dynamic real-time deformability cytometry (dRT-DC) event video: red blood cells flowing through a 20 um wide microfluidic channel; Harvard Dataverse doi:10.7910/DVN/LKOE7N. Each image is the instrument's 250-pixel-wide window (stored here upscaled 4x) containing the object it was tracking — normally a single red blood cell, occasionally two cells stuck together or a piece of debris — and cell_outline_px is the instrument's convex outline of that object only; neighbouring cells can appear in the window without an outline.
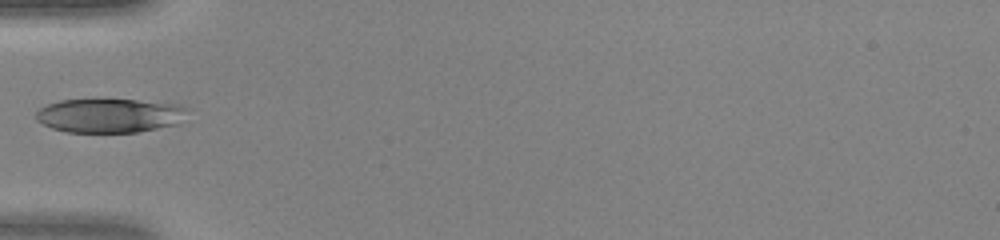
{"species": "human", "species_latin": "Homo sapiens", "temperature_condition": "warm", "stored_images_in_passage": 31, "camera_frame_rate_fps": 3000, "um_per_image_px": 0.085, "donor": {"sex": "female"}, "frame": {"image": 1, "passage_image": 1, "time_ms": 0.0, "image_size_px": [1000, 240], "cell_outline_px": [[188, 108], [180, 124], [136, 132], [68, 132], [52, 128], [36, 120], [36, 112], [40, 108], [48, 104], [60, 100], [136, 100], [184, 104]], "centroid_in_image_um": [9.37, 9.82], "position_along_channel_um": 75.6, "area_um2": 30.11}}
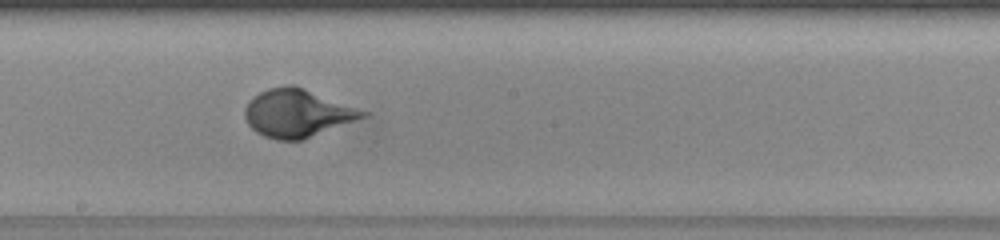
{"frame": {"image": 2, "passage_image": 11, "time_ms": 3.333, "image_size_px": [1000, 240], "cell_outline_px": [[368, 116], [304, 140], [276, 140], [264, 136], [256, 132], [248, 124], [244, 116], [244, 108], [248, 100], [252, 96], [268, 88], [288, 84], [292, 84], [304, 88], [368, 112]], "centroid_in_image_um": [25.24, 9.62], "position_along_channel_um": 223.0, "area_um2": 33.06}}
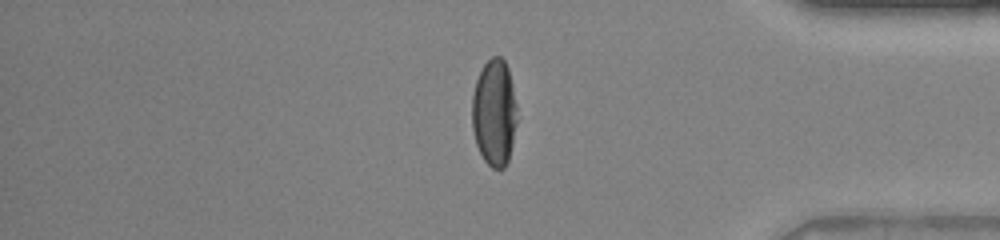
{"frame": {"image": 3, "passage_image": 24, "time_ms": 7.667, "image_size_px": [1000, 240], "cell_outline_px": [[516, 124], [512, 144], [508, 160], [504, 168], [492, 168], [484, 160], [476, 144], [472, 128], [472, 96], [476, 80], [484, 64], [492, 56], [500, 56], [504, 60], [508, 68], [512, 84], [516, 104]], "centroid_in_image_um": [42.0, 9.57], "position_along_channel_um": 393.2, "area_um2": 27.92}}